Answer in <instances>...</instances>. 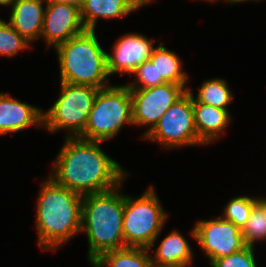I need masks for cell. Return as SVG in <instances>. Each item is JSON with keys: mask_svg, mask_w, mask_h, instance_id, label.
<instances>
[{"mask_svg": "<svg viewBox=\"0 0 266 267\" xmlns=\"http://www.w3.org/2000/svg\"><path fill=\"white\" fill-rule=\"evenodd\" d=\"M246 1H255V2L257 1L258 2V1H262V0H238V3L246 2Z\"/></svg>", "mask_w": 266, "mask_h": 267, "instance_id": "29", "label": "cell"}, {"mask_svg": "<svg viewBox=\"0 0 266 267\" xmlns=\"http://www.w3.org/2000/svg\"><path fill=\"white\" fill-rule=\"evenodd\" d=\"M150 249L125 247L102 253L92 267H153Z\"/></svg>", "mask_w": 266, "mask_h": 267, "instance_id": "19", "label": "cell"}, {"mask_svg": "<svg viewBox=\"0 0 266 267\" xmlns=\"http://www.w3.org/2000/svg\"><path fill=\"white\" fill-rule=\"evenodd\" d=\"M101 141L65 137L50 178L82 196L111 190L129 176L127 171L100 147Z\"/></svg>", "mask_w": 266, "mask_h": 267, "instance_id": "1", "label": "cell"}, {"mask_svg": "<svg viewBox=\"0 0 266 267\" xmlns=\"http://www.w3.org/2000/svg\"><path fill=\"white\" fill-rule=\"evenodd\" d=\"M83 196L49 176L40 186L36 204L37 242L41 250L56 251L81 233Z\"/></svg>", "mask_w": 266, "mask_h": 267, "instance_id": "2", "label": "cell"}, {"mask_svg": "<svg viewBox=\"0 0 266 267\" xmlns=\"http://www.w3.org/2000/svg\"><path fill=\"white\" fill-rule=\"evenodd\" d=\"M10 8L8 23L30 43L39 39L42 33L46 2L44 0H15Z\"/></svg>", "mask_w": 266, "mask_h": 267, "instance_id": "14", "label": "cell"}, {"mask_svg": "<svg viewBox=\"0 0 266 267\" xmlns=\"http://www.w3.org/2000/svg\"><path fill=\"white\" fill-rule=\"evenodd\" d=\"M155 39L140 33H126L115 41L112 53L107 52L109 75L132 74L144 61L149 60L154 49Z\"/></svg>", "mask_w": 266, "mask_h": 267, "instance_id": "12", "label": "cell"}, {"mask_svg": "<svg viewBox=\"0 0 266 267\" xmlns=\"http://www.w3.org/2000/svg\"><path fill=\"white\" fill-rule=\"evenodd\" d=\"M15 0H0L1 6L10 7Z\"/></svg>", "mask_w": 266, "mask_h": 267, "instance_id": "27", "label": "cell"}, {"mask_svg": "<svg viewBox=\"0 0 266 267\" xmlns=\"http://www.w3.org/2000/svg\"><path fill=\"white\" fill-rule=\"evenodd\" d=\"M254 247L246 246L241 251L213 260L212 267H258Z\"/></svg>", "mask_w": 266, "mask_h": 267, "instance_id": "25", "label": "cell"}, {"mask_svg": "<svg viewBox=\"0 0 266 267\" xmlns=\"http://www.w3.org/2000/svg\"><path fill=\"white\" fill-rule=\"evenodd\" d=\"M132 75L135 81L126 85L129 89H146L167 83L164 79H158V71L150 59L139 65Z\"/></svg>", "mask_w": 266, "mask_h": 267, "instance_id": "24", "label": "cell"}, {"mask_svg": "<svg viewBox=\"0 0 266 267\" xmlns=\"http://www.w3.org/2000/svg\"><path fill=\"white\" fill-rule=\"evenodd\" d=\"M153 0H83L81 19L86 30H96L97 21L124 17Z\"/></svg>", "mask_w": 266, "mask_h": 267, "instance_id": "15", "label": "cell"}, {"mask_svg": "<svg viewBox=\"0 0 266 267\" xmlns=\"http://www.w3.org/2000/svg\"><path fill=\"white\" fill-rule=\"evenodd\" d=\"M31 126L43 128V110L0 92V136Z\"/></svg>", "mask_w": 266, "mask_h": 267, "instance_id": "13", "label": "cell"}, {"mask_svg": "<svg viewBox=\"0 0 266 267\" xmlns=\"http://www.w3.org/2000/svg\"><path fill=\"white\" fill-rule=\"evenodd\" d=\"M241 233L246 246L255 247L256 242L266 240V197H259L253 204L250 217Z\"/></svg>", "mask_w": 266, "mask_h": 267, "instance_id": "21", "label": "cell"}, {"mask_svg": "<svg viewBox=\"0 0 266 267\" xmlns=\"http://www.w3.org/2000/svg\"><path fill=\"white\" fill-rule=\"evenodd\" d=\"M191 235L210 263L246 247L241 230L221 216H217L215 219L199 220L191 229Z\"/></svg>", "mask_w": 266, "mask_h": 267, "instance_id": "10", "label": "cell"}, {"mask_svg": "<svg viewBox=\"0 0 266 267\" xmlns=\"http://www.w3.org/2000/svg\"><path fill=\"white\" fill-rule=\"evenodd\" d=\"M100 193L83 196L81 233L87 235V259L92 263L102 253L126 247L123 234L125 195L122 184Z\"/></svg>", "mask_w": 266, "mask_h": 267, "instance_id": "3", "label": "cell"}, {"mask_svg": "<svg viewBox=\"0 0 266 267\" xmlns=\"http://www.w3.org/2000/svg\"><path fill=\"white\" fill-rule=\"evenodd\" d=\"M32 44L21 36L7 21L0 19V55L13 57Z\"/></svg>", "mask_w": 266, "mask_h": 267, "instance_id": "23", "label": "cell"}, {"mask_svg": "<svg viewBox=\"0 0 266 267\" xmlns=\"http://www.w3.org/2000/svg\"><path fill=\"white\" fill-rule=\"evenodd\" d=\"M98 90L88 85L60 82L59 97L43 111V128L51 133L64 129L66 137H80Z\"/></svg>", "mask_w": 266, "mask_h": 267, "instance_id": "7", "label": "cell"}, {"mask_svg": "<svg viewBox=\"0 0 266 267\" xmlns=\"http://www.w3.org/2000/svg\"><path fill=\"white\" fill-rule=\"evenodd\" d=\"M46 3L49 2H56V1H63V2H68L70 4L76 5L78 7H81L83 0H44Z\"/></svg>", "mask_w": 266, "mask_h": 267, "instance_id": "26", "label": "cell"}, {"mask_svg": "<svg viewBox=\"0 0 266 267\" xmlns=\"http://www.w3.org/2000/svg\"><path fill=\"white\" fill-rule=\"evenodd\" d=\"M201 1H206V2H216V1H219V0H201ZM225 3H230V4H237L238 3V0H223Z\"/></svg>", "mask_w": 266, "mask_h": 267, "instance_id": "28", "label": "cell"}, {"mask_svg": "<svg viewBox=\"0 0 266 267\" xmlns=\"http://www.w3.org/2000/svg\"><path fill=\"white\" fill-rule=\"evenodd\" d=\"M188 91L198 102L220 109H226L228 112L229 109L227 106L233 102L232 91L229 89L227 80L223 78L208 79L202 82L196 96L192 92L191 88H189Z\"/></svg>", "mask_w": 266, "mask_h": 267, "instance_id": "20", "label": "cell"}, {"mask_svg": "<svg viewBox=\"0 0 266 267\" xmlns=\"http://www.w3.org/2000/svg\"><path fill=\"white\" fill-rule=\"evenodd\" d=\"M131 124L133 125L130 89L126 85H110L98 90L80 138L109 141L124 125Z\"/></svg>", "mask_w": 266, "mask_h": 267, "instance_id": "5", "label": "cell"}, {"mask_svg": "<svg viewBox=\"0 0 266 267\" xmlns=\"http://www.w3.org/2000/svg\"><path fill=\"white\" fill-rule=\"evenodd\" d=\"M186 92L182 85L175 83L146 89H130L133 125L148 126L140 137L143 138L149 133L166 111Z\"/></svg>", "mask_w": 266, "mask_h": 267, "instance_id": "9", "label": "cell"}, {"mask_svg": "<svg viewBox=\"0 0 266 267\" xmlns=\"http://www.w3.org/2000/svg\"><path fill=\"white\" fill-rule=\"evenodd\" d=\"M60 67V82L109 87L107 51L98 41L96 30H85L54 48Z\"/></svg>", "mask_w": 266, "mask_h": 267, "instance_id": "4", "label": "cell"}, {"mask_svg": "<svg viewBox=\"0 0 266 267\" xmlns=\"http://www.w3.org/2000/svg\"><path fill=\"white\" fill-rule=\"evenodd\" d=\"M150 60L158 71V79H164L167 83L182 85L187 91L188 73L182 69V61L174 51L167 49L163 42L154 47Z\"/></svg>", "mask_w": 266, "mask_h": 267, "instance_id": "18", "label": "cell"}, {"mask_svg": "<svg viewBox=\"0 0 266 267\" xmlns=\"http://www.w3.org/2000/svg\"><path fill=\"white\" fill-rule=\"evenodd\" d=\"M167 216L152 185L138 198L125 194L123 234L126 247L151 250L163 231Z\"/></svg>", "mask_w": 266, "mask_h": 267, "instance_id": "6", "label": "cell"}, {"mask_svg": "<svg viewBox=\"0 0 266 267\" xmlns=\"http://www.w3.org/2000/svg\"><path fill=\"white\" fill-rule=\"evenodd\" d=\"M85 30L80 7L63 1L46 3L40 38L47 43V50L49 46L55 48Z\"/></svg>", "mask_w": 266, "mask_h": 267, "instance_id": "11", "label": "cell"}, {"mask_svg": "<svg viewBox=\"0 0 266 267\" xmlns=\"http://www.w3.org/2000/svg\"><path fill=\"white\" fill-rule=\"evenodd\" d=\"M194 125L199 139L205 144L218 140L231 120V113L208 104L198 102L192 95Z\"/></svg>", "mask_w": 266, "mask_h": 267, "instance_id": "16", "label": "cell"}, {"mask_svg": "<svg viewBox=\"0 0 266 267\" xmlns=\"http://www.w3.org/2000/svg\"><path fill=\"white\" fill-rule=\"evenodd\" d=\"M258 199L259 197L246 195L234 197L224 206L223 214L220 216L227 221H231L241 230L250 217L253 204Z\"/></svg>", "mask_w": 266, "mask_h": 267, "instance_id": "22", "label": "cell"}, {"mask_svg": "<svg viewBox=\"0 0 266 267\" xmlns=\"http://www.w3.org/2000/svg\"><path fill=\"white\" fill-rule=\"evenodd\" d=\"M142 139L156 141L166 150L205 145L195 129L192 94L187 91L180 97Z\"/></svg>", "mask_w": 266, "mask_h": 267, "instance_id": "8", "label": "cell"}, {"mask_svg": "<svg viewBox=\"0 0 266 267\" xmlns=\"http://www.w3.org/2000/svg\"><path fill=\"white\" fill-rule=\"evenodd\" d=\"M179 230L166 235L151 255L153 267H184L193 263V250Z\"/></svg>", "mask_w": 266, "mask_h": 267, "instance_id": "17", "label": "cell"}]
</instances>
